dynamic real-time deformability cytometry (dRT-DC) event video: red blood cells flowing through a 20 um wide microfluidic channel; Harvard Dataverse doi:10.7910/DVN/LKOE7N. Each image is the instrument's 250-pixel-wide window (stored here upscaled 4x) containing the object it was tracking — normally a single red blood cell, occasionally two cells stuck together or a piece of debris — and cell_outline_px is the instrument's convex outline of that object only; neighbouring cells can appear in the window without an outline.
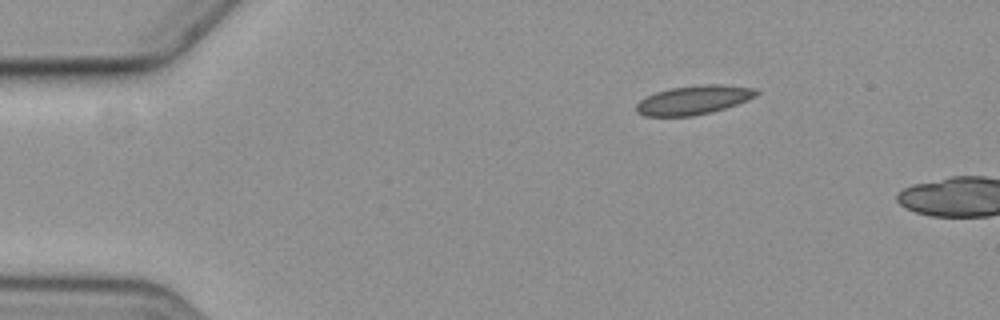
{"species": "common noctule bat (a hibernating species)", "species_latin": "Nyctalus noctula", "temperature_condition": "cold", "stored_images_in_passage": 4, "camera_frame_rate_fps": 3000, "um_per_image_px": 0.085, "animal": {"sex": "female", "body_mass_g": 19.3, "forearm_length_mm": 54.1}, "frame": {"image": 1, "passage_image": 1, "time_ms": 0.0, "image_size_px": [1000, 320], "cell_outline_px": [[760, 92], [756, 96], [748, 100], [712, 112], [692, 116], [644, 116], [636, 112], [636, 104], [640, 100], [656, 92], [668, 88], [700, 84], [724, 84], [756, 88]], "centroid_in_image_um": [58.98, 8.48], "position_along_channel_um": 26.0, "area_um2": 20.46}}